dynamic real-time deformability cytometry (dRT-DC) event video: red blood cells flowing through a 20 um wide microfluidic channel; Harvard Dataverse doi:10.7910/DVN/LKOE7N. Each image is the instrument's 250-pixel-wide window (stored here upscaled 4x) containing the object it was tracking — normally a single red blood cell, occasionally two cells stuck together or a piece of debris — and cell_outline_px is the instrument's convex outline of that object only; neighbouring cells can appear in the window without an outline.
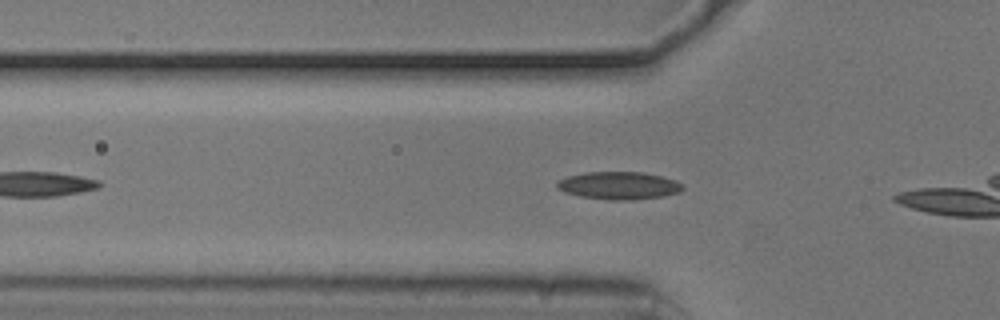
{"species": "common noctule bat (a hibernating species)", "species_latin": "Nyctalus noctula", "temperature_condition": "cold", "stored_images_in_passage": 9, "camera_frame_rate_fps": 3000, "um_per_image_px": 0.085, "animal": {"sex": "male", "body_mass_g": 20.5, "forearm_length_mm": 52.5}, "frame": {"image": 1, "passage_image": 6, "time_ms": 1.667, "image_size_px": [1000, 320], "cell_outline_px": [[684, 188], [680, 192], [664, 196], [632, 200], [608, 200], [580, 196], [564, 192], [556, 188], [556, 184], [560, 180], [568, 176], [584, 172], [640, 172], [660, 176], [676, 180], [684, 184]], "centroid_in_image_um": [52.62, 15.78], "position_along_channel_um": 73.2, "area_um2": 20.35}}